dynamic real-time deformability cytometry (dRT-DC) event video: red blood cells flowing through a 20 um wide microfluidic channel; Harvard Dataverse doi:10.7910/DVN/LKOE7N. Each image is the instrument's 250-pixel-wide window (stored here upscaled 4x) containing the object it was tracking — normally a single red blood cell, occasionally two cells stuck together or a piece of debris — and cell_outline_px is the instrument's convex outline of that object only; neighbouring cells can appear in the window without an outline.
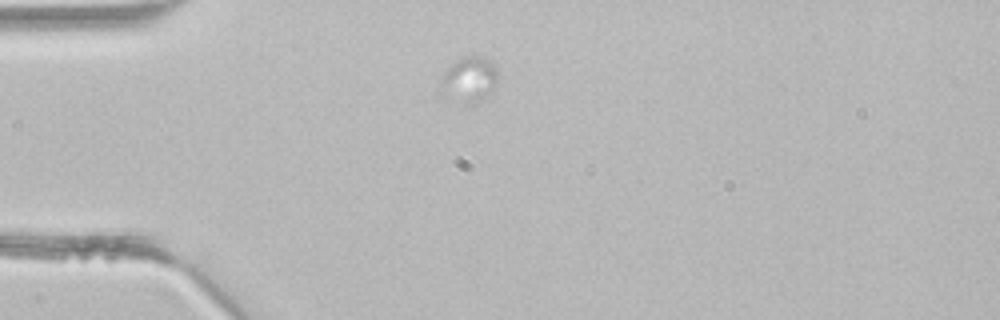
{"species": "common noctule bat (a hibernating species)", "species_latin": "Nyctalus noctula", "temperature_condition": "room temperature", "stored_images_in_passage": 1, "camera_frame_rate_fps": 3000, "um_per_image_px": 0.085, "animal": {"sex": "male", "body_mass_g": 21.5, "forearm_length_mm": 52.0}, "frame": {"image": 1, "passage_image": 1, "time_ms": 0.0, "image_size_px": [1000, 320], "cell_outline_px": [[496, 84], [492, 92], [476, 100], [472, 100], [440, 92], [436, 88], [444, 72], [456, 60], [464, 56], [484, 56], [492, 60], [496, 64]], "centroid_in_image_um": [39.89, 6.62], "position_along_channel_um": 45.1, "area_um2": 14.39}}